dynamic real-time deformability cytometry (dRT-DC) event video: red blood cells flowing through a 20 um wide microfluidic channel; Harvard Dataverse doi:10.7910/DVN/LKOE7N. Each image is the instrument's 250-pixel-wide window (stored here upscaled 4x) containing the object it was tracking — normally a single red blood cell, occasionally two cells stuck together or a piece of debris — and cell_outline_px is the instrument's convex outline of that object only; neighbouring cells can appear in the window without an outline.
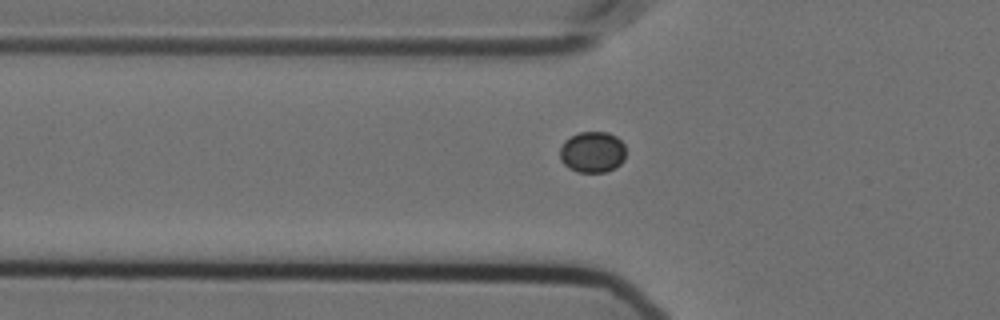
{"species": "Egyptian fruit bat (a non-hibernating species)", "species_latin": "Rousettus aegyptiacus", "temperature_condition": "cold", "stored_images_in_passage": 43, "camera_frame_rate_fps": 3000, "um_per_image_px": 0.085, "animal": {"sex": "female"}, "frame": {"image": 1, "passage_image": 9, "time_ms": 2.667, "image_size_px": [1000, 320], "cell_outline_px": [[624, 160], [616, 168], [604, 172], [576, 172], [568, 168], [560, 160], [560, 148], [564, 140], [580, 132], [608, 132], [616, 136], [624, 144]], "centroid_in_image_um": [50.34, 12.93], "position_along_channel_um": 75.5, "area_um2": 15.9}}
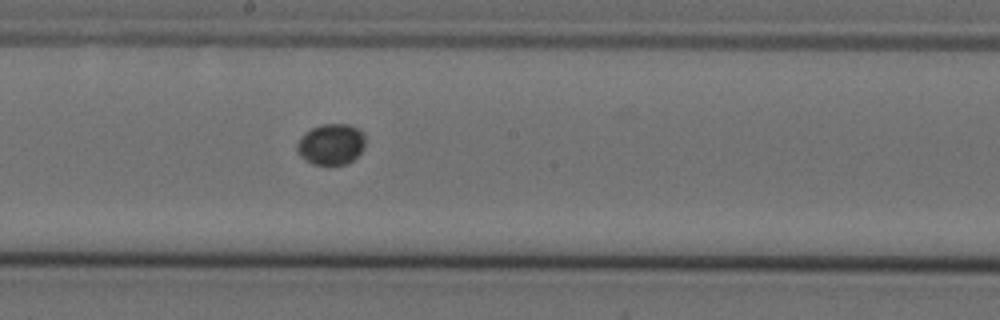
{"frame": {"image": 2, "passage_image": 21, "time_ms": 6.667, "image_size_px": [1000, 320], "cell_outline_px": [[364, 148], [348, 164], [312, 164], [304, 160], [300, 156], [296, 148], [296, 144], [300, 136], [304, 132], [312, 128], [324, 124], [348, 124], [364, 132]], "centroid_in_image_um": [28.11, 12.26], "position_along_channel_um": 220.1, "area_um2": 16.36}}
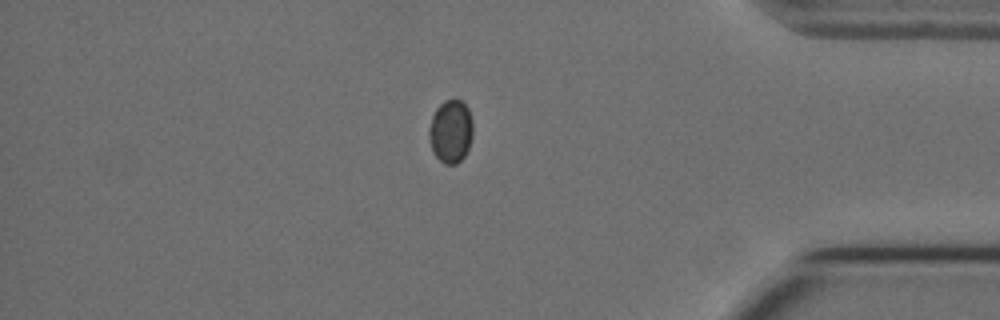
{"frame": {"image": 3, "passage_image": 38, "time_ms": 12.333, "image_size_px": [1000, 320], "cell_outline_px": [[472, 136], [468, 148], [464, 156], [456, 164], [444, 164], [432, 152], [428, 136], [428, 128], [432, 116], [436, 108], [444, 100], [460, 100], [468, 108], [472, 120]], "centroid_in_image_um": [38.29, 11.17], "position_along_channel_um": 396.9, "area_um2": 16.18}}